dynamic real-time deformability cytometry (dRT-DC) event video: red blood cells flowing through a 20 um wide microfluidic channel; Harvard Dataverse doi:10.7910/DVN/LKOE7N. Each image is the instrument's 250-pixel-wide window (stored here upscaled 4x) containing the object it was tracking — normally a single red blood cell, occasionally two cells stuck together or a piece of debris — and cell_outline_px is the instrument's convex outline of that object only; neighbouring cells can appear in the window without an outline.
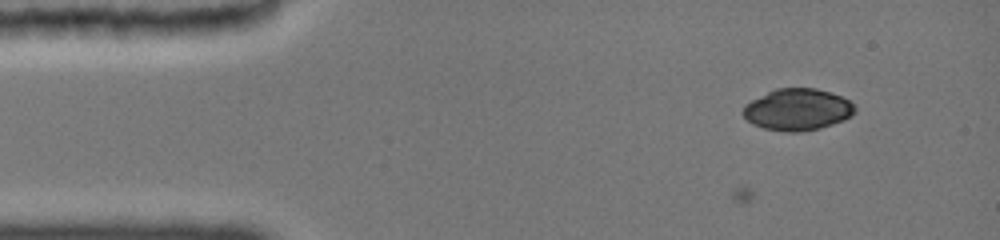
{"species": "common noctule bat (a hibernating species)", "species_latin": "Nyctalus noctula", "temperature_condition": "cold", "stored_images_in_passage": 43, "camera_frame_rate_fps": 3000, "um_per_image_px": 0.085, "animal": {"sex": "female", "body_mass_g": 19.0, "forearm_length_mm": 51.5}, "frame": {"image": 1, "passage_image": 1, "time_ms": 0.0, "image_size_px": [1000, 240], "cell_outline_px": [[856, 108], [844, 120], [816, 128], [764, 128], [748, 120], [744, 116], [744, 104], [776, 88], [816, 88], [840, 96], [848, 100]], "centroid_in_image_um": [67.78, 9.24], "position_along_channel_um": 17.2, "area_um2": 25.55}}